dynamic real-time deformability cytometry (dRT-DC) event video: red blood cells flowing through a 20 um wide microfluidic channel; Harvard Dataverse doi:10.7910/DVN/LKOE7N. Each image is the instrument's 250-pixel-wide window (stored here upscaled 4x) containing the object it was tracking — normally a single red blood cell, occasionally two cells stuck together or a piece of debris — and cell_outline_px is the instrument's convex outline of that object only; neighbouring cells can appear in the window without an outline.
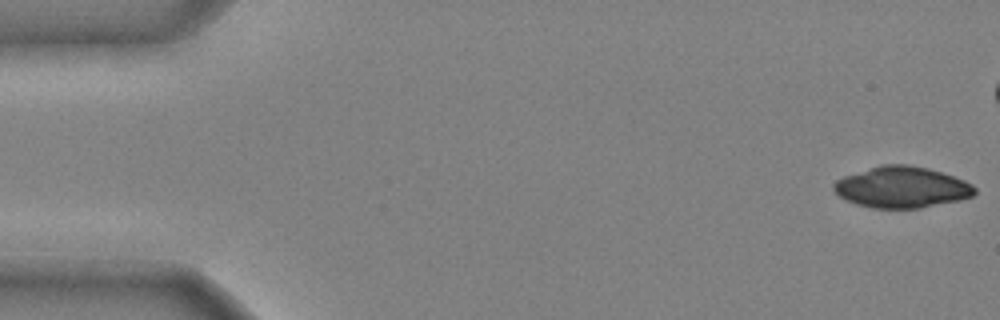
{"species": "common noctule bat (a hibernating species)", "species_latin": "Nyctalus noctula", "temperature_condition": "cold", "stored_images_in_passage": 41, "camera_frame_rate_fps": 3000, "um_per_image_px": 0.085, "animal": {"sex": "male", "body_mass_g": 20.4}, "frame": {"image": 1, "passage_image": 1, "time_ms": 0.0, "image_size_px": [1000, 320], "cell_outline_px": [[976, 192], [972, 196], [960, 200], [920, 208], [872, 208], [856, 204], [840, 196], [832, 188], [832, 184], [836, 180], [844, 176], [880, 164], [908, 164], [928, 168], [964, 180], [972, 184], [976, 188]], "centroid_in_image_um": [76.65, 15.91], "position_along_channel_um": 8.4, "area_um2": 33.81}}